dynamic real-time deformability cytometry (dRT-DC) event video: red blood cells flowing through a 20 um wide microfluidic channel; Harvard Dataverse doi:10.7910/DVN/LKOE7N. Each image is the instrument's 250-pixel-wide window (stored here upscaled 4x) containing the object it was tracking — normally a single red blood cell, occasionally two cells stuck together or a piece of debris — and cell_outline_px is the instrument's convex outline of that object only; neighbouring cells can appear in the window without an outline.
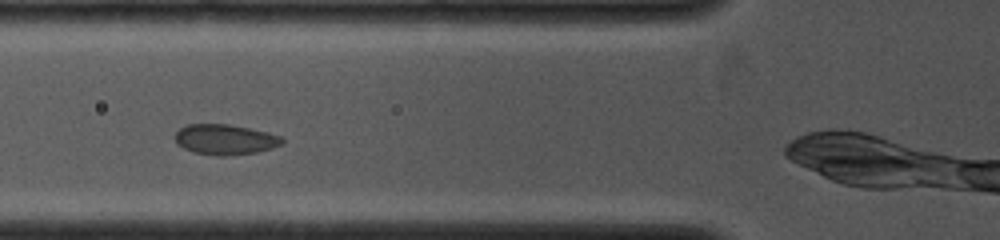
{"species": "common noctule bat (a hibernating species)", "species_latin": "Nyctalus noctula", "temperature_condition": "cold", "stored_images_in_passage": 4, "camera_frame_rate_fps": 4000, "um_per_image_px": 0.085, "animal": {"sex": "female", "body_mass_g": 19.0, "forearm_length_mm": 53.3}, "frame": {"image": 1, "passage_image": 3, "time_ms": 2.25, "image_size_px": [1000, 240], "cell_outline_px": [[284, 144], [272, 148], [256, 152], [224, 156], [216, 156], [192, 152], [176, 144], [176, 132], [180, 128], [188, 124], [228, 124], [268, 132], [280, 136], [284, 140]], "centroid_in_image_um": [19.13, 11.86], "position_along_channel_um": 106.7, "area_um2": 18.96}}
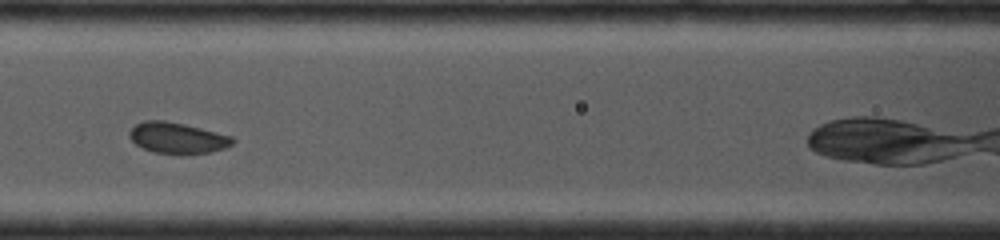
{"frame": {"image": 2, "passage_image": 4, "time_ms": 3.25, "image_size_px": [1000, 240], "cell_outline_px": [[236, 140], [232, 144], [224, 148], [208, 152], [180, 156], [152, 152], [136, 144], [128, 136], [128, 132], [136, 124], [144, 120], [164, 120], [184, 124], [232, 136]], "centroid_in_image_um": [15.06, 11.74], "position_along_channel_um": 151.5, "area_um2": 18.9}}